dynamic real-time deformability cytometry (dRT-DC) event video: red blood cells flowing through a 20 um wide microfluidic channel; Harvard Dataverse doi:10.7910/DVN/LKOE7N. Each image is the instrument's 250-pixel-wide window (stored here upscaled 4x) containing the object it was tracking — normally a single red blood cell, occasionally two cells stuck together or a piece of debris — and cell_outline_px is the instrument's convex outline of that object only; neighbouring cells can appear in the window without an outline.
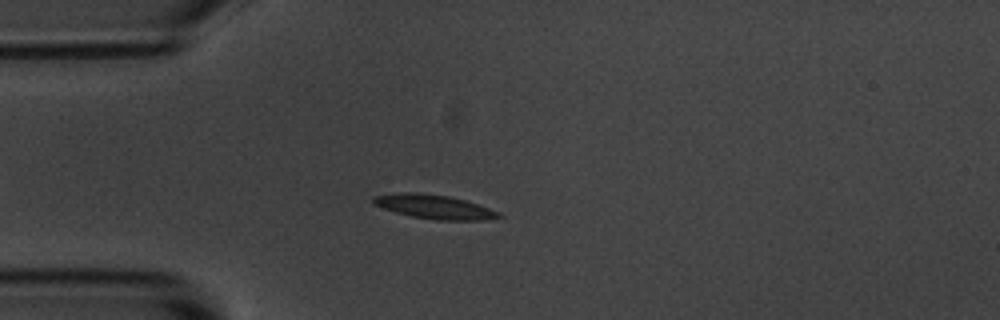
{"species": "common noctule bat (a hibernating species)", "species_latin": "Nyctalus noctula", "temperature_condition": "room temperature", "stored_images_in_passage": 4, "camera_frame_rate_fps": 3000, "um_per_image_px": 0.085, "animal": {"sex": "male", "body_mass_g": 20.1, "forearm_length_mm": 53.5}, "frame": {"image": 1, "passage_image": 4, "time_ms": 3.667, "image_size_px": [1000, 320], "cell_outline_px": [[504, 216], [480, 220], [436, 220], [412, 216], [396, 212], [372, 204], [372, 196], [404, 192], [416, 192], [448, 196], [464, 200], [500, 212]], "centroid_in_image_um": [36.88, 17.57], "position_along_channel_um": 48.1, "area_um2": 17.34}}